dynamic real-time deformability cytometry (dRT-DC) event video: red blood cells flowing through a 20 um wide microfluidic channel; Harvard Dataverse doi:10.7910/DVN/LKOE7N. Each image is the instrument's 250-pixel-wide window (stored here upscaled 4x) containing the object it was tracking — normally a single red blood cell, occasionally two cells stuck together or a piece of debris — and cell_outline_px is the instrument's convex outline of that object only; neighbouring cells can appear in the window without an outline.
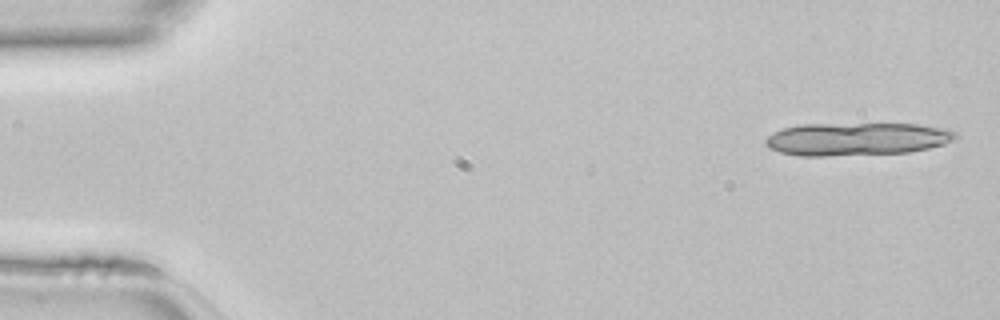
{"species": "common noctule bat (a hibernating species)", "species_latin": "Nyctalus noctula", "temperature_condition": "room temperature", "stored_images_in_passage": 12, "camera_frame_rate_fps": 3000, "um_per_image_px": 0.085, "animal": {"sex": "female", "body_mass_g": 22.7, "forearm_length_mm": 54.2}, "frame": {"image": 1, "passage_image": 2, "time_ms": 0.333, "image_size_px": [1000, 320], "cell_outline_px": [[956, 136], [952, 140], [944, 144], [928, 148], [908, 152], [828, 156], [800, 156], [780, 152], [768, 148], [764, 144], [764, 140], [772, 132], [784, 128], [800, 124], [920, 124], [948, 128], [956, 132]], "centroid_in_image_um": [72.79, 11.81], "position_along_channel_um": 12.2, "area_um2": 36.59}}